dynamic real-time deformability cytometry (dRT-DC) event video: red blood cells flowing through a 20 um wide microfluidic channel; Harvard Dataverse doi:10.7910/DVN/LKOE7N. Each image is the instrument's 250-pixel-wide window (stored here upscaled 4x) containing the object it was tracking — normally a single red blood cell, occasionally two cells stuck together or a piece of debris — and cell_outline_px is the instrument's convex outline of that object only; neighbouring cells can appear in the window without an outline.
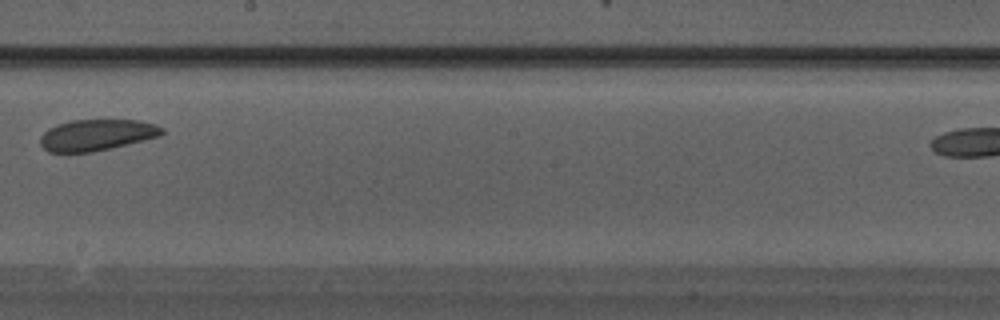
{"species": "Egyptian fruit bat (a non-hibernating species)", "species_latin": "Rousettus aegyptiacus", "temperature_condition": "warm", "stored_images_in_passage": 24, "camera_frame_rate_fps": 3000, "um_per_image_px": 0.085, "animal": {"sex": "male"}, "frame": {"image": 1, "passage_image": 14, "time_ms": 4.333, "image_size_px": [1000, 320], "cell_outline_px": [[164, 132], [160, 136], [112, 148], [92, 152], [48, 152], [40, 144], [40, 136], [48, 128], [56, 124], [72, 120], [136, 120], [156, 124], [164, 128]], "centroid_in_image_um": [8.21, 11.47], "position_along_channel_um": 240.0, "area_um2": 22.25}}
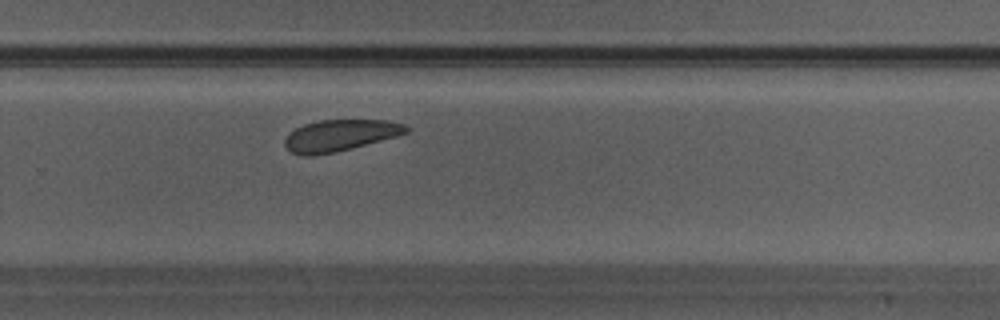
{"frame": {"image": 2, "passage_image": 17, "time_ms": 5.333, "image_size_px": [1000, 320], "cell_outline_px": [[408, 132], [396, 136], [336, 152], [312, 156], [304, 156], [292, 152], [284, 144], [284, 140], [296, 128], [304, 124], [320, 120], [388, 120], [404, 124], [408, 128]], "centroid_in_image_um": [28.9, 11.51], "position_along_channel_um": 300.9, "area_um2": 21.96}}